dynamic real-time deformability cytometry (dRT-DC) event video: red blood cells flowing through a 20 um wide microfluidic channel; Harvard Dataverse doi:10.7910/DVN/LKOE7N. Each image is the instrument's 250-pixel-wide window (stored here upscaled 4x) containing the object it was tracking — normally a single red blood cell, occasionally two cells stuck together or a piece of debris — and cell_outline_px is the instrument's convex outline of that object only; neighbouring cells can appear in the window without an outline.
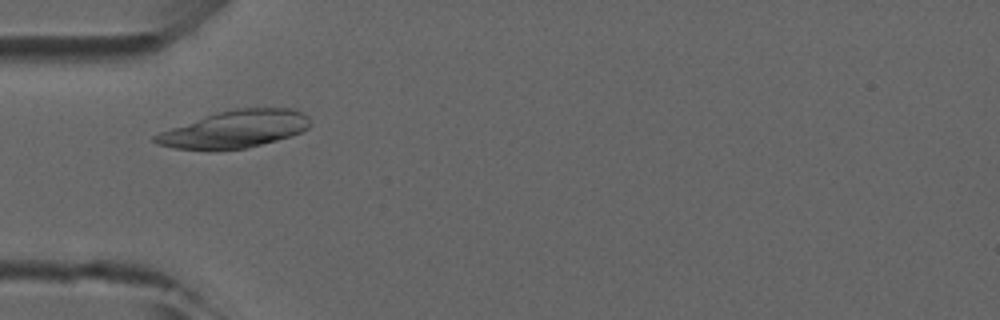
{"species": "common noctule bat (a hibernating species)", "species_latin": "Nyctalus noctula", "temperature_condition": "room temperature", "stored_images_in_passage": 5, "camera_frame_rate_fps": 3000, "um_per_image_px": 0.085, "animal": {"sex": "male", "forearm_length_mm": 52.5}, "frame": {"image": 1, "passage_image": 2, "time_ms": 0.333, "image_size_px": [1000, 320], "cell_outline_px": [[312, 124], [308, 128], [292, 136], [244, 148], [172, 148], [156, 144], [152, 140], [152, 136], [160, 132], [216, 112], [236, 108], [292, 108], [308, 116], [312, 120]], "centroid_in_image_um": [20.0, 10.95], "position_along_channel_um": 65.0, "area_um2": 33.06}}